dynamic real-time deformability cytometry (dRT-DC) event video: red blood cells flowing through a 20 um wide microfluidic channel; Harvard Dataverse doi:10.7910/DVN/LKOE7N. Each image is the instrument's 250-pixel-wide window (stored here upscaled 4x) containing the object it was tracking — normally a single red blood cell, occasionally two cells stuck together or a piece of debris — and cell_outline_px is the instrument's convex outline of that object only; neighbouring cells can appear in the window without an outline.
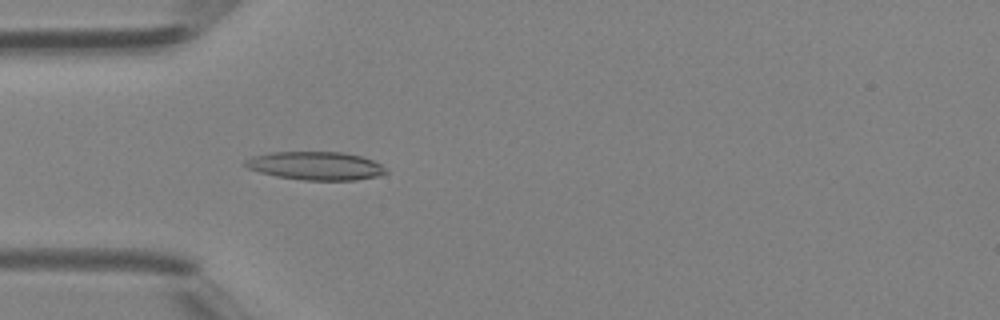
{"species": "Egyptian fruit bat (a non-hibernating species)", "species_latin": "Rousettus aegyptiacus", "temperature_condition": "room temperature", "stored_images_in_passage": 43, "camera_frame_rate_fps": 3000, "um_per_image_px": 0.085, "animal": {"sex": "female"}, "frame": {"image": 1, "passage_image": 13, "time_ms": 4.0, "image_size_px": [1000, 320], "cell_outline_px": [[388, 172], [376, 176], [356, 180], [304, 180], [276, 176], [260, 172], [248, 168], [240, 164], [244, 160], [252, 156], [272, 152], [340, 152], [360, 156], [372, 160], [380, 164]], "centroid_in_image_um": [26.77, 14.09], "position_along_channel_um": 58.2, "area_um2": 23.12}}
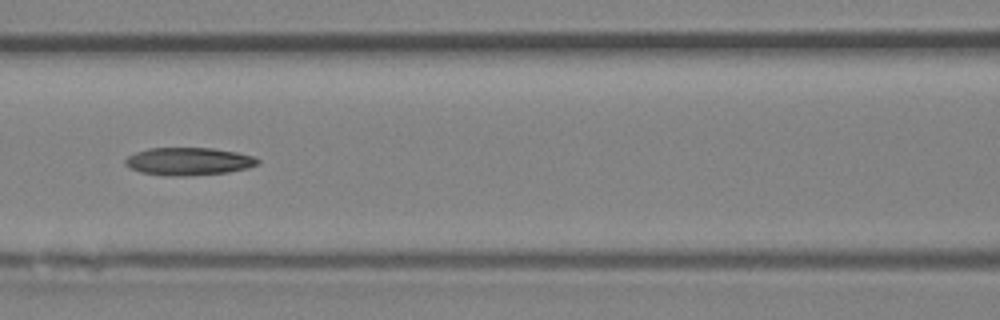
{"frame": {"image": 2, "passage_image": 19, "time_ms": 6.0, "image_size_px": [1000, 320], "cell_outline_px": [[260, 164], [248, 168], [228, 172], [188, 176], [164, 176], [140, 172], [124, 164], [124, 160], [128, 156], [136, 152], [148, 148], [212, 148], [236, 152], [256, 156], [260, 160]], "centroid_in_image_um": [16.06, 13.72], "position_along_channel_um": 150.5, "area_um2": 21.62}}
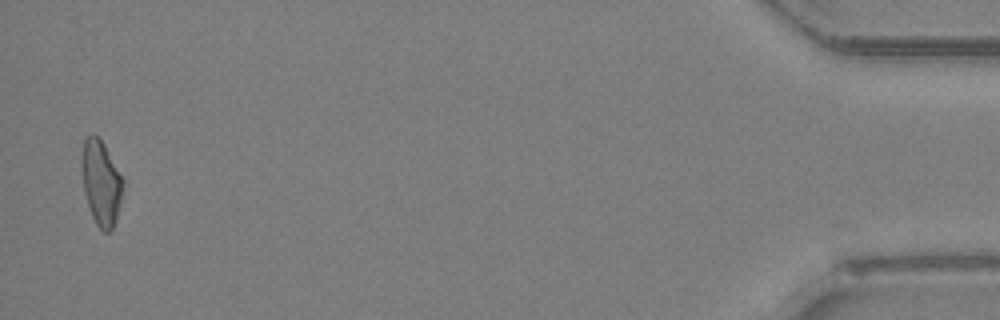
{"frame": {"image": 3, "passage_image": 42, "time_ms": 13.667, "image_size_px": [1000, 320], "cell_outline_px": [[124, 180], [116, 220], [112, 228], [108, 232], [104, 232], [96, 224], [92, 216], [84, 192], [80, 164], [80, 156], [84, 140], [92, 132], [104, 144]], "centroid_in_image_um": [8.56, 15.5], "position_along_channel_um": 426.6, "area_um2": 20.35}}